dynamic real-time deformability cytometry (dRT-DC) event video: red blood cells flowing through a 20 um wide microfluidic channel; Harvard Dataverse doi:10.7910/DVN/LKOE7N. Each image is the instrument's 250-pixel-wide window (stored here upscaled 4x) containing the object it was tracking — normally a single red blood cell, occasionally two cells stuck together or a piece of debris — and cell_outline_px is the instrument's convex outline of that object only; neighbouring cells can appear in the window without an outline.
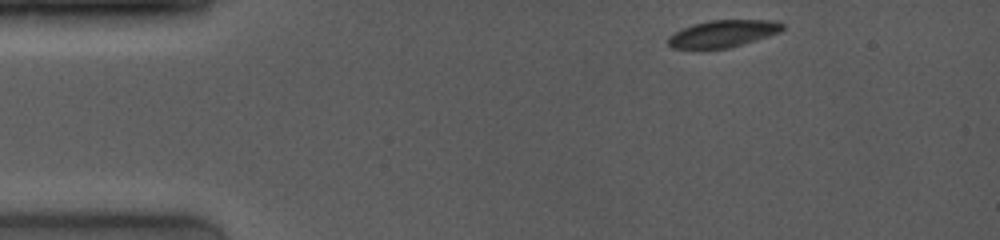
{"species": "common noctule bat (a hibernating species)", "species_latin": "Nyctalus noctula", "temperature_condition": "room temperature", "stored_images_in_passage": 53, "camera_frame_rate_fps": 4000, "um_per_image_px": 0.085, "animal": {"sex": "female", "body_mass_g": 19.0, "forearm_length_mm": 53.3}, "frame": {"image": 1, "passage_image": 1, "time_ms": 0.0, "image_size_px": [1000, 240], "cell_outline_px": [[784, 28], [780, 32], [756, 40], [728, 48], [672, 48], [668, 44], [668, 36], [692, 24], [708, 20], [776, 20], [784, 24]], "centroid_in_image_um": [61.48, 2.84], "position_along_channel_um": 23.5, "area_um2": 17.92}}
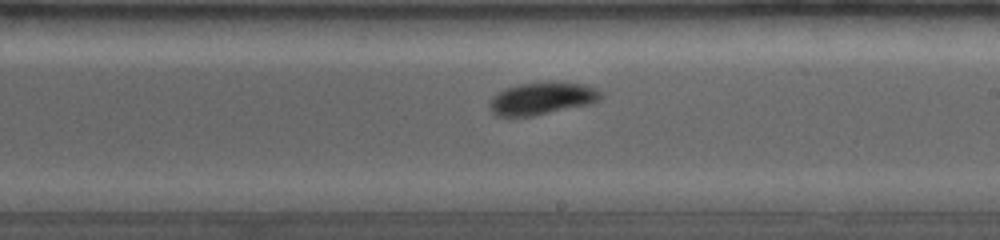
{"frame": {"image": 2, "passage_image": 30, "time_ms": 7.25, "image_size_px": [1000, 240], "cell_outline_px": [[604, 96], [592, 104], [532, 116], [496, 116], [492, 112], [488, 104], [492, 96], [508, 88], [520, 84], [552, 80], [556, 80], [584, 84], [600, 92]], "centroid_in_image_um": [46.09, 8.35], "position_along_channel_um": 242.9, "area_um2": 21.21}}
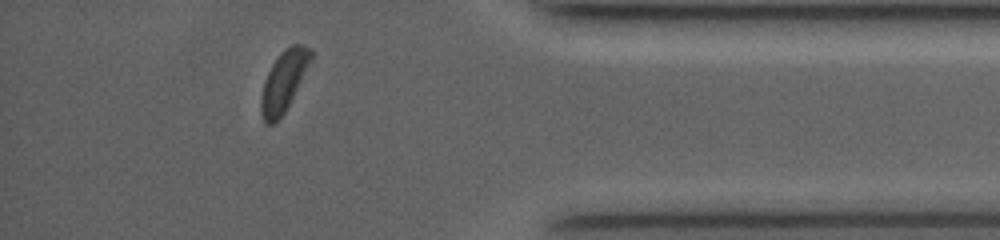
{"frame": {"image": 3, "passage_image": 48, "time_ms": 11.75, "image_size_px": [1000, 240], "cell_outline_px": [[316, 52], [284, 112], [272, 124], [264, 124], [260, 112], [260, 100], [264, 84], [268, 72], [272, 64], [284, 48], [292, 44], [304, 44], [312, 48]], "centroid_in_image_um": [24.14, 6.84], "position_along_channel_um": 411.1, "area_um2": 17.46}, "authors_computed_cell_mechanics": {"area_um2": 19.7098, "velocity_mm_per_s": 4.0766, "shape_relaxation_time_tau1_ms": 1.6015, "shape_relaxation_time_tau2_ms": 4.862, "deformation_change_tau1": 0.0976, "deformation_change_tau2": 0.0825}}